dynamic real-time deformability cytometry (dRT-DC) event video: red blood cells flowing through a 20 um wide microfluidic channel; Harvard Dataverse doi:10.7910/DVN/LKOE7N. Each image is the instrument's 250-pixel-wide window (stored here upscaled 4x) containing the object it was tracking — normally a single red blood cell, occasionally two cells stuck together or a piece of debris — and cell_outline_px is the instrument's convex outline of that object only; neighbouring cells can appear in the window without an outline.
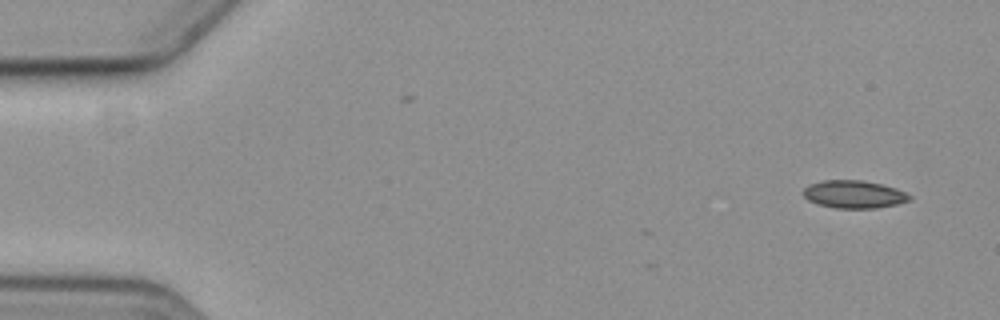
{"species": "common noctule bat (a hibernating species)", "species_latin": "Nyctalus noctula", "temperature_condition": "cold", "stored_images_in_passage": 3, "camera_frame_rate_fps": 3000, "um_per_image_px": 0.085, "animal": {"sex": "female", "body_mass_g": 19.3, "forearm_length_mm": 54.1}, "frame": {"image": 1, "passage_image": 3, "time_ms": 2.333, "image_size_px": [1000, 320], "cell_outline_px": [[912, 196], [908, 200], [896, 204], [876, 208], [836, 208], [820, 204], [808, 200], [804, 196], [804, 188], [808, 184], [824, 180], [860, 180], [880, 184], [896, 188]], "centroid_in_image_um": [72.56, 16.51], "position_along_channel_um": 12.4, "area_um2": 16.94}}